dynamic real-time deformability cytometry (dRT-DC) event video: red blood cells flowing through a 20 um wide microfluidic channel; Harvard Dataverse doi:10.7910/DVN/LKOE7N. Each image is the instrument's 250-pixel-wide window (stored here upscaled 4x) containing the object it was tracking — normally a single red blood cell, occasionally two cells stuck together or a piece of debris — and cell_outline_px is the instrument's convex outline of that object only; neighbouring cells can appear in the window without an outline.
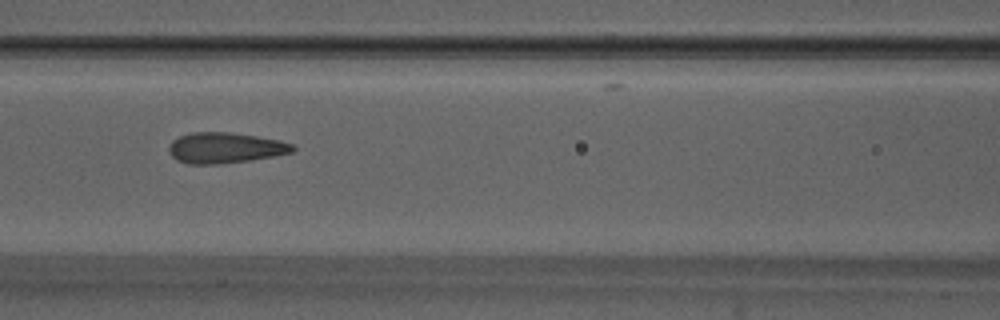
{"species": "Egyptian fruit bat (a non-hibernating species)", "species_latin": "Rousettus aegyptiacus", "temperature_condition": "warm", "stored_images_in_passage": 35, "camera_frame_rate_fps": 3000, "um_per_image_px": 0.085, "animal": {"sex": "male"}, "frame": {"image": 1, "passage_image": 11, "time_ms": 3.333, "image_size_px": [1000, 320], "cell_outline_px": [[296, 148], [292, 152], [276, 156], [220, 164], [188, 164], [176, 160], [168, 152], [168, 148], [172, 140], [180, 136], [192, 132], [228, 132], [256, 136], [280, 140], [292, 144]], "centroid_in_image_um": [19.12, 12.57], "position_along_channel_um": 147.5, "area_um2": 22.2}, "authors_computed_cell_mechanics": {"area_um2": 21.964, "velocity_mm_per_s": 3.8732, "shape_relaxation_time_tau1_ms": 8.5738, "shape_relaxation_time_tau2_ms": 1.0037, "deformation_change_tau1": 0.2338, "deformation_change_tau2": 0.0849}}